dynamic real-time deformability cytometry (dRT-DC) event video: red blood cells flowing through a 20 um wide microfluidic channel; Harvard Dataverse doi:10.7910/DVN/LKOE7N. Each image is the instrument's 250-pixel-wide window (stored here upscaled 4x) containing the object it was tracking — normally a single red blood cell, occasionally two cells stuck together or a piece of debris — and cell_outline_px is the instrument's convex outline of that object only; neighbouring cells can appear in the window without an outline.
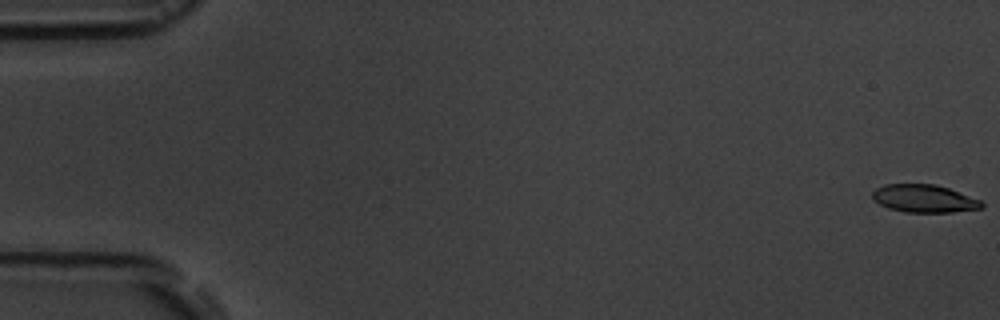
{"species": "common noctule bat (a hibernating species)", "species_latin": "Nyctalus noctula", "temperature_condition": "room temperature", "stored_images_in_passage": 3, "camera_frame_rate_fps": 3000, "um_per_image_px": 0.085, "animal": {"sex": "male", "body_mass_g": 19.5, "forearm_length_mm": 54.6}, "frame": {"image": 1, "passage_image": 1, "time_ms": 0.0, "image_size_px": [1000, 320], "cell_outline_px": [[984, 208], [952, 212], [904, 212], [888, 208], [872, 200], [872, 192], [876, 188], [884, 184], [936, 184], [948, 188], [980, 200], [984, 204]], "centroid_in_image_um": [78.53, 16.88], "position_along_channel_um": 6.5, "area_um2": 17.74}}